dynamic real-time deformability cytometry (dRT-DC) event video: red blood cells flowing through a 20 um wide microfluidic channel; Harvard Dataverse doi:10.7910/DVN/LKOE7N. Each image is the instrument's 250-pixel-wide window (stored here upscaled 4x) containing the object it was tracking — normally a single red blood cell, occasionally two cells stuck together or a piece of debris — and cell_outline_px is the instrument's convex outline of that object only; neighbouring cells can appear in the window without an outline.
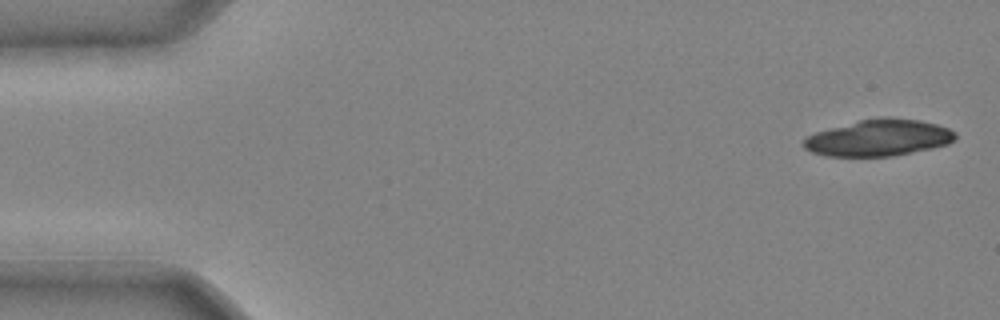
{"species": "common noctule bat (a hibernating species)", "species_latin": "Nyctalus noctula", "temperature_condition": "cold", "stored_images_in_passage": 40, "camera_frame_rate_fps": 3000, "um_per_image_px": 0.085, "animal": {"sex": "male", "body_mass_g": 20.4}, "frame": {"image": 1, "passage_image": 1, "time_ms": 0.0, "image_size_px": [1000, 320], "cell_outline_px": [[956, 136], [948, 144], [932, 148], [892, 156], [824, 156], [812, 152], [804, 148], [800, 144], [804, 136], [816, 132], [860, 120], [884, 116], [888, 116], [920, 120], [936, 124], [948, 128], [956, 132]], "centroid_in_image_um": [74.65, 11.71], "position_along_channel_um": 10.4, "area_um2": 32.43}}
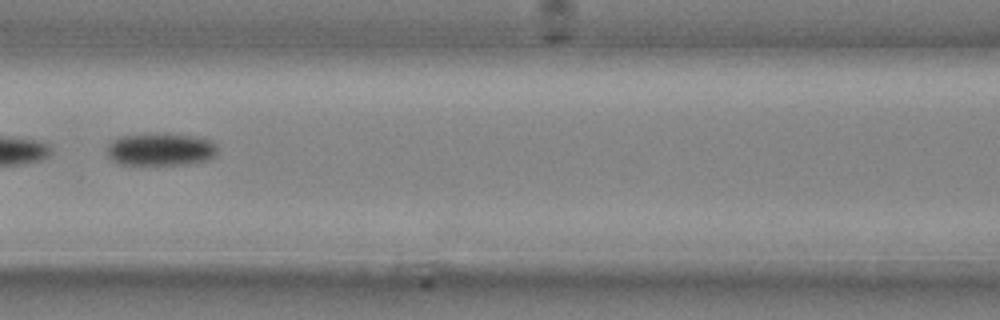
{"frame": {"image": 2, "passage_image": 19, "time_ms": 6.0, "image_size_px": [1000, 320], "cell_outline_px": [[216, 152], [208, 160], [184, 164], [120, 164], [112, 160], [108, 156], [108, 144], [112, 140], [120, 136], [196, 136], [212, 140], [216, 144]], "centroid_in_image_um": [13.66, 12.73], "position_along_channel_um": 152.9, "area_um2": 20.06}}